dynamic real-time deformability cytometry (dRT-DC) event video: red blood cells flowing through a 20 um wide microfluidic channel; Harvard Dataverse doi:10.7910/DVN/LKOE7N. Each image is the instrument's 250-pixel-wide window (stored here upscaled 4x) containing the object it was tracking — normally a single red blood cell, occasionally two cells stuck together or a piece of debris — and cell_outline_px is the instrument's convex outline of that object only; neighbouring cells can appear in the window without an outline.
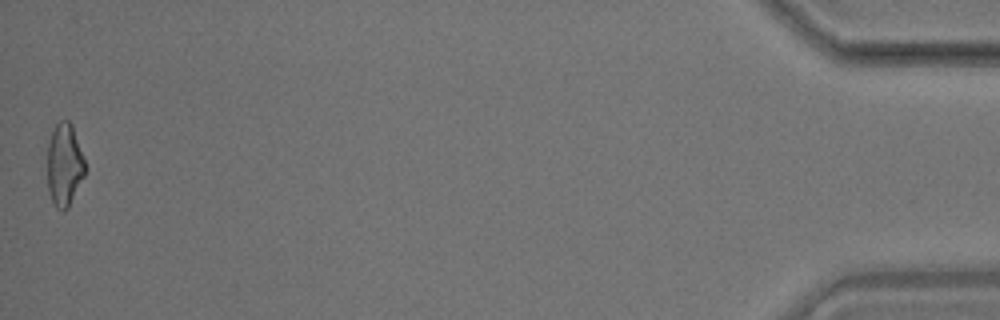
{"species": "common noctule bat (a hibernating species)", "species_latin": "Nyctalus noctula", "temperature_condition": "room temperature", "stored_images_in_passage": 15, "camera_frame_rate_fps": 3000, "um_per_image_px": 0.085, "animal": {"sex": "male", "body_mass_g": 17.9}, "frame": {"image": 1, "passage_image": 15, "time_ms": 4.667, "image_size_px": [1000, 320], "cell_outline_px": [[84, 176], [68, 208], [64, 212], [56, 208], [52, 200], [48, 188], [48, 144], [52, 132], [56, 124], [60, 120], [68, 120], [72, 124], [84, 160]], "centroid_in_image_um": [5.47, 14.02], "position_along_channel_um": 429.7, "area_um2": 17.92}}